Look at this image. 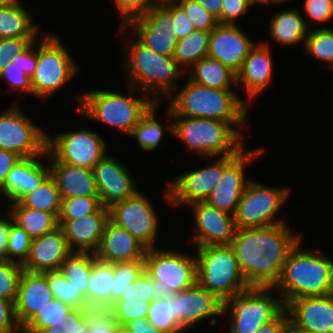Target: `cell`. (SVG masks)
<instances>
[{"label":"cell","mask_w":333,"mask_h":333,"mask_svg":"<svg viewBox=\"0 0 333 333\" xmlns=\"http://www.w3.org/2000/svg\"><path fill=\"white\" fill-rule=\"evenodd\" d=\"M273 287H250L224 302L223 316H230L229 333H257L262 325L277 318L286 305L273 297Z\"/></svg>","instance_id":"obj_7"},{"label":"cell","mask_w":333,"mask_h":333,"mask_svg":"<svg viewBox=\"0 0 333 333\" xmlns=\"http://www.w3.org/2000/svg\"><path fill=\"white\" fill-rule=\"evenodd\" d=\"M23 206L53 213L57 218L61 211L62 198L56 180L49 174L33 191L18 200Z\"/></svg>","instance_id":"obj_36"},{"label":"cell","mask_w":333,"mask_h":333,"mask_svg":"<svg viewBox=\"0 0 333 333\" xmlns=\"http://www.w3.org/2000/svg\"><path fill=\"white\" fill-rule=\"evenodd\" d=\"M300 241L285 223L259 228V247L265 251L268 266V287L277 283L286 259Z\"/></svg>","instance_id":"obj_24"},{"label":"cell","mask_w":333,"mask_h":333,"mask_svg":"<svg viewBox=\"0 0 333 333\" xmlns=\"http://www.w3.org/2000/svg\"><path fill=\"white\" fill-rule=\"evenodd\" d=\"M289 333H308V332H289ZM315 333V332H313Z\"/></svg>","instance_id":"obj_71"},{"label":"cell","mask_w":333,"mask_h":333,"mask_svg":"<svg viewBox=\"0 0 333 333\" xmlns=\"http://www.w3.org/2000/svg\"><path fill=\"white\" fill-rule=\"evenodd\" d=\"M168 117L177 119L166 125L168 132L178 137L196 154L215 159L217 156L235 155L242 148V134L228 122L215 119L172 115L168 107ZM215 157V158H214Z\"/></svg>","instance_id":"obj_4"},{"label":"cell","mask_w":333,"mask_h":333,"mask_svg":"<svg viewBox=\"0 0 333 333\" xmlns=\"http://www.w3.org/2000/svg\"><path fill=\"white\" fill-rule=\"evenodd\" d=\"M230 245L248 285L268 287V266L265 251L259 247V228H236Z\"/></svg>","instance_id":"obj_21"},{"label":"cell","mask_w":333,"mask_h":333,"mask_svg":"<svg viewBox=\"0 0 333 333\" xmlns=\"http://www.w3.org/2000/svg\"><path fill=\"white\" fill-rule=\"evenodd\" d=\"M102 206L99 196H78L62 199L58 219H78L95 213Z\"/></svg>","instance_id":"obj_46"},{"label":"cell","mask_w":333,"mask_h":333,"mask_svg":"<svg viewBox=\"0 0 333 333\" xmlns=\"http://www.w3.org/2000/svg\"><path fill=\"white\" fill-rule=\"evenodd\" d=\"M22 264L0 260V297L15 303Z\"/></svg>","instance_id":"obj_49"},{"label":"cell","mask_w":333,"mask_h":333,"mask_svg":"<svg viewBox=\"0 0 333 333\" xmlns=\"http://www.w3.org/2000/svg\"><path fill=\"white\" fill-rule=\"evenodd\" d=\"M36 40H34L24 51L20 53V66L23 72L30 78L35 72L37 64V50L35 51Z\"/></svg>","instance_id":"obj_62"},{"label":"cell","mask_w":333,"mask_h":333,"mask_svg":"<svg viewBox=\"0 0 333 333\" xmlns=\"http://www.w3.org/2000/svg\"><path fill=\"white\" fill-rule=\"evenodd\" d=\"M195 30L211 32L219 23L200 3L194 0H177Z\"/></svg>","instance_id":"obj_50"},{"label":"cell","mask_w":333,"mask_h":333,"mask_svg":"<svg viewBox=\"0 0 333 333\" xmlns=\"http://www.w3.org/2000/svg\"><path fill=\"white\" fill-rule=\"evenodd\" d=\"M197 249V282L226 302L250 288L243 277L230 244L207 245Z\"/></svg>","instance_id":"obj_6"},{"label":"cell","mask_w":333,"mask_h":333,"mask_svg":"<svg viewBox=\"0 0 333 333\" xmlns=\"http://www.w3.org/2000/svg\"><path fill=\"white\" fill-rule=\"evenodd\" d=\"M20 2L12 0L0 6V39L37 37L39 28L33 23L29 11Z\"/></svg>","instance_id":"obj_33"},{"label":"cell","mask_w":333,"mask_h":333,"mask_svg":"<svg viewBox=\"0 0 333 333\" xmlns=\"http://www.w3.org/2000/svg\"><path fill=\"white\" fill-rule=\"evenodd\" d=\"M210 32L194 30L189 36L177 40L173 58L186 71L207 57Z\"/></svg>","instance_id":"obj_37"},{"label":"cell","mask_w":333,"mask_h":333,"mask_svg":"<svg viewBox=\"0 0 333 333\" xmlns=\"http://www.w3.org/2000/svg\"><path fill=\"white\" fill-rule=\"evenodd\" d=\"M289 190L288 187L267 186L250 179L233 215L236 228H261L285 223L276 215L288 200Z\"/></svg>","instance_id":"obj_9"},{"label":"cell","mask_w":333,"mask_h":333,"mask_svg":"<svg viewBox=\"0 0 333 333\" xmlns=\"http://www.w3.org/2000/svg\"><path fill=\"white\" fill-rule=\"evenodd\" d=\"M206 167L187 171L167 181L165 198L174 206L187 205L205 201L216 187L223 175V156Z\"/></svg>","instance_id":"obj_16"},{"label":"cell","mask_w":333,"mask_h":333,"mask_svg":"<svg viewBox=\"0 0 333 333\" xmlns=\"http://www.w3.org/2000/svg\"><path fill=\"white\" fill-rule=\"evenodd\" d=\"M147 321L163 333H185L186 330L174 316L173 302L168 297L151 302Z\"/></svg>","instance_id":"obj_41"},{"label":"cell","mask_w":333,"mask_h":333,"mask_svg":"<svg viewBox=\"0 0 333 333\" xmlns=\"http://www.w3.org/2000/svg\"><path fill=\"white\" fill-rule=\"evenodd\" d=\"M88 308H73L62 319L52 323L42 333H88Z\"/></svg>","instance_id":"obj_48"},{"label":"cell","mask_w":333,"mask_h":333,"mask_svg":"<svg viewBox=\"0 0 333 333\" xmlns=\"http://www.w3.org/2000/svg\"><path fill=\"white\" fill-rule=\"evenodd\" d=\"M53 293L42 272L23 270L18 283L17 298L14 303L18 324L23 328L47 302Z\"/></svg>","instance_id":"obj_26"},{"label":"cell","mask_w":333,"mask_h":333,"mask_svg":"<svg viewBox=\"0 0 333 333\" xmlns=\"http://www.w3.org/2000/svg\"><path fill=\"white\" fill-rule=\"evenodd\" d=\"M306 52L333 67V28H316L308 31L304 42Z\"/></svg>","instance_id":"obj_44"},{"label":"cell","mask_w":333,"mask_h":333,"mask_svg":"<svg viewBox=\"0 0 333 333\" xmlns=\"http://www.w3.org/2000/svg\"><path fill=\"white\" fill-rule=\"evenodd\" d=\"M146 247L126 229L117 226L110 219L107 221L100 245L95 252L98 260L117 263L144 259Z\"/></svg>","instance_id":"obj_28"},{"label":"cell","mask_w":333,"mask_h":333,"mask_svg":"<svg viewBox=\"0 0 333 333\" xmlns=\"http://www.w3.org/2000/svg\"><path fill=\"white\" fill-rule=\"evenodd\" d=\"M4 79L11 88L18 91L27 92L33 96L31 88L30 77L23 72L20 66V54L14 56L11 62L7 63L0 71V80Z\"/></svg>","instance_id":"obj_52"},{"label":"cell","mask_w":333,"mask_h":333,"mask_svg":"<svg viewBox=\"0 0 333 333\" xmlns=\"http://www.w3.org/2000/svg\"><path fill=\"white\" fill-rule=\"evenodd\" d=\"M15 103L0 113V149L18 154L21 158L46 156L47 135L23 114Z\"/></svg>","instance_id":"obj_11"},{"label":"cell","mask_w":333,"mask_h":333,"mask_svg":"<svg viewBox=\"0 0 333 333\" xmlns=\"http://www.w3.org/2000/svg\"><path fill=\"white\" fill-rule=\"evenodd\" d=\"M151 302L146 301H125L118 300L110 308L114 314V320L119 325L135 320L137 318H147Z\"/></svg>","instance_id":"obj_51"},{"label":"cell","mask_w":333,"mask_h":333,"mask_svg":"<svg viewBox=\"0 0 333 333\" xmlns=\"http://www.w3.org/2000/svg\"><path fill=\"white\" fill-rule=\"evenodd\" d=\"M95 258V253L72 252L60 266L65 278L82 293L85 299L91 266Z\"/></svg>","instance_id":"obj_38"},{"label":"cell","mask_w":333,"mask_h":333,"mask_svg":"<svg viewBox=\"0 0 333 333\" xmlns=\"http://www.w3.org/2000/svg\"><path fill=\"white\" fill-rule=\"evenodd\" d=\"M107 154L104 138L80 128L75 131L47 135L46 156L50 162H62L92 169Z\"/></svg>","instance_id":"obj_10"},{"label":"cell","mask_w":333,"mask_h":333,"mask_svg":"<svg viewBox=\"0 0 333 333\" xmlns=\"http://www.w3.org/2000/svg\"><path fill=\"white\" fill-rule=\"evenodd\" d=\"M275 290L285 305L294 298L333 293V260L321 250H303L300 241L286 259Z\"/></svg>","instance_id":"obj_1"},{"label":"cell","mask_w":333,"mask_h":333,"mask_svg":"<svg viewBox=\"0 0 333 333\" xmlns=\"http://www.w3.org/2000/svg\"><path fill=\"white\" fill-rule=\"evenodd\" d=\"M117 333H132L128 328L124 325H118V332Z\"/></svg>","instance_id":"obj_68"},{"label":"cell","mask_w":333,"mask_h":333,"mask_svg":"<svg viewBox=\"0 0 333 333\" xmlns=\"http://www.w3.org/2000/svg\"><path fill=\"white\" fill-rule=\"evenodd\" d=\"M128 87L129 95L109 90L82 92L77 96V111L87 118L112 126L129 136L154 100L146 93L141 97L133 96L137 89L130 85Z\"/></svg>","instance_id":"obj_5"},{"label":"cell","mask_w":333,"mask_h":333,"mask_svg":"<svg viewBox=\"0 0 333 333\" xmlns=\"http://www.w3.org/2000/svg\"><path fill=\"white\" fill-rule=\"evenodd\" d=\"M304 10L311 20L318 23L333 19L332 0H305Z\"/></svg>","instance_id":"obj_57"},{"label":"cell","mask_w":333,"mask_h":333,"mask_svg":"<svg viewBox=\"0 0 333 333\" xmlns=\"http://www.w3.org/2000/svg\"><path fill=\"white\" fill-rule=\"evenodd\" d=\"M237 25L218 24L209 37L207 57L218 60L237 74L255 42Z\"/></svg>","instance_id":"obj_22"},{"label":"cell","mask_w":333,"mask_h":333,"mask_svg":"<svg viewBox=\"0 0 333 333\" xmlns=\"http://www.w3.org/2000/svg\"><path fill=\"white\" fill-rule=\"evenodd\" d=\"M125 44L126 51L123 53L127 84L151 96L154 102L160 96L169 99L178 88L179 77L186 71L173 57L159 55L136 38L134 41L128 39Z\"/></svg>","instance_id":"obj_3"},{"label":"cell","mask_w":333,"mask_h":333,"mask_svg":"<svg viewBox=\"0 0 333 333\" xmlns=\"http://www.w3.org/2000/svg\"><path fill=\"white\" fill-rule=\"evenodd\" d=\"M190 69L188 78L199 85L215 89H231L237 85L236 74L218 60L205 57Z\"/></svg>","instance_id":"obj_35"},{"label":"cell","mask_w":333,"mask_h":333,"mask_svg":"<svg viewBox=\"0 0 333 333\" xmlns=\"http://www.w3.org/2000/svg\"><path fill=\"white\" fill-rule=\"evenodd\" d=\"M12 0H0V6H4L8 3H10Z\"/></svg>","instance_id":"obj_70"},{"label":"cell","mask_w":333,"mask_h":333,"mask_svg":"<svg viewBox=\"0 0 333 333\" xmlns=\"http://www.w3.org/2000/svg\"><path fill=\"white\" fill-rule=\"evenodd\" d=\"M189 206L193 210L196 226V233L192 237L195 247L231 243L236 231L232 214L219 210L206 201H198Z\"/></svg>","instance_id":"obj_20"},{"label":"cell","mask_w":333,"mask_h":333,"mask_svg":"<svg viewBox=\"0 0 333 333\" xmlns=\"http://www.w3.org/2000/svg\"><path fill=\"white\" fill-rule=\"evenodd\" d=\"M31 240L27 232L13 222L8 233L6 261L23 264L29 255Z\"/></svg>","instance_id":"obj_47"},{"label":"cell","mask_w":333,"mask_h":333,"mask_svg":"<svg viewBox=\"0 0 333 333\" xmlns=\"http://www.w3.org/2000/svg\"><path fill=\"white\" fill-rule=\"evenodd\" d=\"M132 333H163L160 330L156 329L150 322L147 321V318H137L132 320L124 325Z\"/></svg>","instance_id":"obj_64"},{"label":"cell","mask_w":333,"mask_h":333,"mask_svg":"<svg viewBox=\"0 0 333 333\" xmlns=\"http://www.w3.org/2000/svg\"><path fill=\"white\" fill-rule=\"evenodd\" d=\"M88 333H117L118 323L111 308H88Z\"/></svg>","instance_id":"obj_53"},{"label":"cell","mask_w":333,"mask_h":333,"mask_svg":"<svg viewBox=\"0 0 333 333\" xmlns=\"http://www.w3.org/2000/svg\"><path fill=\"white\" fill-rule=\"evenodd\" d=\"M40 157L21 158L8 173L0 191L8 202L18 201L33 191L50 174V166L41 163Z\"/></svg>","instance_id":"obj_29"},{"label":"cell","mask_w":333,"mask_h":333,"mask_svg":"<svg viewBox=\"0 0 333 333\" xmlns=\"http://www.w3.org/2000/svg\"><path fill=\"white\" fill-rule=\"evenodd\" d=\"M264 152L262 148L245 151L242 148L235 155L223 156V175L211 194L205 200L219 210L235 214L237 205L250 179L246 180L245 167Z\"/></svg>","instance_id":"obj_15"},{"label":"cell","mask_w":333,"mask_h":333,"mask_svg":"<svg viewBox=\"0 0 333 333\" xmlns=\"http://www.w3.org/2000/svg\"><path fill=\"white\" fill-rule=\"evenodd\" d=\"M108 220L109 209L101 206L95 213L78 219H58V223L72 252L95 253Z\"/></svg>","instance_id":"obj_23"},{"label":"cell","mask_w":333,"mask_h":333,"mask_svg":"<svg viewBox=\"0 0 333 333\" xmlns=\"http://www.w3.org/2000/svg\"><path fill=\"white\" fill-rule=\"evenodd\" d=\"M114 290L111 292V306L117 302L128 286L144 272V259L113 263Z\"/></svg>","instance_id":"obj_45"},{"label":"cell","mask_w":333,"mask_h":333,"mask_svg":"<svg viewBox=\"0 0 333 333\" xmlns=\"http://www.w3.org/2000/svg\"><path fill=\"white\" fill-rule=\"evenodd\" d=\"M251 7L247 0H222L221 15L217 21L219 24L238 25L237 20L247 14Z\"/></svg>","instance_id":"obj_56"},{"label":"cell","mask_w":333,"mask_h":333,"mask_svg":"<svg viewBox=\"0 0 333 333\" xmlns=\"http://www.w3.org/2000/svg\"><path fill=\"white\" fill-rule=\"evenodd\" d=\"M119 33L129 30L133 37L148 49L159 55L173 57L177 35L172 23V4L152 6L145 14L130 20L125 26H118ZM127 30V31H126ZM137 35V36H136Z\"/></svg>","instance_id":"obj_13"},{"label":"cell","mask_w":333,"mask_h":333,"mask_svg":"<svg viewBox=\"0 0 333 333\" xmlns=\"http://www.w3.org/2000/svg\"><path fill=\"white\" fill-rule=\"evenodd\" d=\"M20 159L21 157L18 154L0 149V191L8 173Z\"/></svg>","instance_id":"obj_60"},{"label":"cell","mask_w":333,"mask_h":333,"mask_svg":"<svg viewBox=\"0 0 333 333\" xmlns=\"http://www.w3.org/2000/svg\"><path fill=\"white\" fill-rule=\"evenodd\" d=\"M37 37L0 39V71L11 59L24 51Z\"/></svg>","instance_id":"obj_55"},{"label":"cell","mask_w":333,"mask_h":333,"mask_svg":"<svg viewBox=\"0 0 333 333\" xmlns=\"http://www.w3.org/2000/svg\"><path fill=\"white\" fill-rule=\"evenodd\" d=\"M168 298L173 302L174 316L186 330L207 318L214 327L218 322L216 316H223L224 301L198 282Z\"/></svg>","instance_id":"obj_17"},{"label":"cell","mask_w":333,"mask_h":333,"mask_svg":"<svg viewBox=\"0 0 333 333\" xmlns=\"http://www.w3.org/2000/svg\"><path fill=\"white\" fill-rule=\"evenodd\" d=\"M166 284L158 282L144 271L128 288L122 293L119 300L152 302L156 298L168 297Z\"/></svg>","instance_id":"obj_40"},{"label":"cell","mask_w":333,"mask_h":333,"mask_svg":"<svg viewBox=\"0 0 333 333\" xmlns=\"http://www.w3.org/2000/svg\"><path fill=\"white\" fill-rule=\"evenodd\" d=\"M200 3L217 20L221 15L222 0H194Z\"/></svg>","instance_id":"obj_65"},{"label":"cell","mask_w":333,"mask_h":333,"mask_svg":"<svg viewBox=\"0 0 333 333\" xmlns=\"http://www.w3.org/2000/svg\"><path fill=\"white\" fill-rule=\"evenodd\" d=\"M73 307L53 298L22 328V333H42L52 323L62 319Z\"/></svg>","instance_id":"obj_43"},{"label":"cell","mask_w":333,"mask_h":333,"mask_svg":"<svg viewBox=\"0 0 333 333\" xmlns=\"http://www.w3.org/2000/svg\"><path fill=\"white\" fill-rule=\"evenodd\" d=\"M172 23L177 40L189 36L195 29L182 7L172 3Z\"/></svg>","instance_id":"obj_59"},{"label":"cell","mask_w":333,"mask_h":333,"mask_svg":"<svg viewBox=\"0 0 333 333\" xmlns=\"http://www.w3.org/2000/svg\"><path fill=\"white\" fill-rule=\"evenodd\" d=\"M154 102L148 110L140 117L138 124L133 128L129 137L134 136L141 149L145 151H154L164 137V128L156 120V106Z\"/></svg>","instance_id":"obj_39"},{"label":"cell","mask_w":333,"mask_h":333,"mask_svg":"<svg viewBox=\"0 0 333 333\" xmlns=\"http://www.w3.org/2000/svg\"><path fill=\"white\" fill-rule=\"evenodd\" d=\"M286 310L289 332L333 333V293L294 298Z\"/></svg>","instance_id":"obj_18"},{"label":"cell","mask_w":333,"mask_h":333,"mask_svg":"<svg viewBox=\"0 0 333 333\" xmlns=\"http://www.w3.org/2000/svg\"><path fill=\"white\" fill-rule=\"evenodd\" d=\"M9 217L0 216V260H6L8 233L10 225L14 222L12 216L7 212Z\"/></svg>","instance_id":"obj_63"},{"label":"cell","mask_w":333,"mask_h":333,"mask_svg":"<svg viewBox=\"0 0 333 333\" xmlns=\"http://www.w3.org/2000/svg\"><path fill=\"white\" fill-rule=\"evenodd\" d=\"M251 5L252 7L255 5V4H260V7L261 5L263 4H268V0H247Z\"/></svg>","instance_id":"obj_67"},{"label":"cell","mask_w":333,"mask_h":333,"mask_svg":"<svg viewBox=\"0 0 333 333\" xmlns=\"http://www.w3.org/2000/svg\"><path fill=\"white\" fill-rule=\"evenodd\" d=\"M126 164H121L107 154L92 168L101 204L110 208L133 197L139 189Z\"/></svg>","instance_id":"obj_19"},{"label":"cell","mask_w":333,"mask_h":333,"mask_svg":"<svg viewBox=\"0 0 333 333\" xmlns=\"http://www.w3.org/2000/svg\"><path fill=\"white\" fill-rule=\"evenodd\" d=\"M171 95L172 115L215 119L241 127L247 122L248 101L241 100L232 89H215L199 85L187 78L184 87ZM174 97V98H173Z\"/></svg>","instance_id":"obj_2"},{"label":"cell","mask_w":333,"mask_h":333,"mask_svg":"<svg viewBox=\"0 0 333 333\" xmlns=\"http://www.w3.org/2000/svg\"><path fill=\"white\" fill-rule=\"evenodd\" d=\"M119 12V26L145 14L153 5L149 0H112Z\"/></svg>","instance_id":"obj_54"},{"label":"cell","mask_w":333,"mask_h":333,"mask_svg":"<svg viewBox=\"0 0 333 333\" xmlns=\"http://www.w3.org/2000/svg\"><path fill=\"white\" fill-rule=\"evenodd\" d=\"M285 1H288V0H268V4H278V3H283V2H285Z\"/></svg>","instance_id":"obj_69"},{"label":"cell","mask_w":333,"mask_h":333,"mask_svg":"<svg viewBox=\"0 0 333 333\" xmlns=\"http://www.w3.org/2000/svg\"><path fill=\"white\" fill-rule=\"evenodd\" d=\"M257 333H289V316L285 309L277 318L261 326Z\"/></svg>","instance_id":"obj_61"},{"label":"cell","mask_w":333,"mask_h":333,"mask_svg":"<svg viewBox=\"0 0 333 333\" xmlns=\"http://www.w3.org/2000/svg\"><path fill=\"white\" fill-rule=\"evenodd\" d=\"M300 14L297 9L275 12L268 26L271 40L282 46L304 45L310 25Z\"/></svg>","instance_id":"obj_31"},{"label":"cell","mask_w":333,"mask_h":333,"mask_svg":"<svg viewBox=\"0 0 333 333\" xmlns=\"http://www.w3.org/2000/svg\"><path fill=\"white\" fill-rule=\"evenodd\" d=\"M42 273L46 277L54 298L73 308H89L85 297L65 278L60 269Z\"/></svg>","instance_id":"obj_42"},{"label":"cell","mask_w":333,"mask_h":333,"mask_svg":"<svg viewBox=\"0 0 333 333\" xmlns=\"http://www.w3.org/2000/svg\"><path fill=\"white\" fill-rule=\"evenodd\" d=\"M0 333H22L12 301L0 297Z\"/></svg>","instance_id":"obj_58"},{"label":"cell","mask_w":333,"mask_h":333,"mask_svg":"<svg viewBox=\"0 0 333 333\" xmlns=\"http://www.w3.org/2000/svg\"><path fill=\"white\" fill-rule=\"evenodd\" d=\"M149 1L153 6H164L177 2V0H149Z\"/></svg>","instance_id":"obj_66"},{"label":"cell","mask_w":333,"mask_h":333,"mask_svg":"<svg viewBox=\"0 0 333 333\" xmlns=\"http://www.w3.org/2000/svg\"><path fill=\"white\" fill-rule=\"evenodd\" d=\"M50 175L56 180L61 198L99 196L92 169L62 162H49Z\"/></svg>","instance_id":"obj_30"},{"label":"cell","mask_w":333,"mask_h":333,"mask_svg":"<svg viewBox=\"0 0 333 333\" xmlns=\"http://www.w3.org/2000/svg\"><path fill=\"white\" fill-rule=\"evenodd\" d=\"M71 253L63 231L58 227L31 240L29 255L22 267L31 272L58 270Z\"/></svg>","instance_id":"obj_25"},{"label":"cell","mask_w":333,"mask_h":333,"mask_svg":"<svg viewBox=\"0 0 333 333\" xmlns=\"http://www.w3.org/2000/svg\"><path fill=\"white\" fill-rule=\"evenodd\" d=\"M40 41L37 64L30 83L33 96L42 100L71 82L80 69L57 35L47 34Z\"/></svg>","instance_id":"obj_8"},{"label":"cell","mask_w":333,"mask_h":333,"mask_svg":"<svg viewBox=\"0 0 333 333\" xmlns=\"http://www.w3.org/2000/svg\"><path fill=\"white\" fill-rule=\"evenodd\" d=\"M273 60L269 44H255L236 74V87L242 83L248 100L258 97L269 86L273 77ZM259 94V95H258Z\"/></svg>","instance_id":"obj_27"},{"label":"cell","mask_w":333,"mask_h":333,"mask_svg":"<svg viewBox=\"0 0 333 333\" xmlns=\"http://www.w3.org/2000/svg\"><path fill=\"white\" fill-rule=\"evenodd\" d=\"M112 290H114V265L95 258L86 290L88 307L110 308Z\"/></svg>","instance_id":"obj_32"},{"label":"cell","mask_w":333,"mask_h":333,"mask_svg":"<svg viewBox=\"0 0 333 333\" xmlns=\"http://www.w3.org/2000/svg\"><path fill=\"white\" fill-rule=\"evenodd\" d=\"M8 207L14 223L24 229L32 239L59 227L58 218L53 213L23 206L19 201H13Z\"/></svg>","instance_id":"obj_34"},{"label":"cell","mask_w":333,"mask_h":333,"mask_svg":"<svg viewBox=\"0 0 333 333\" xmlns=\"http://www.w3.org/2000/svg\"><path fill=\"white\" fill-rule=\"evenodd\" d=\"M147 197L139 190L133 197L114 204L109 208V219L148 249L156 246L160 224L159 216Z\"/></svg>","instance_id":"obj_14"},{"label":"cell","mask_w":333,"mask_h":333,"mask_svg":"<svg viewBox=\"0 0 333 333\" xmlns=\"http://www.w3.org/2000/svg\"><path fill=\"white\" fill-rule=\"evenodd\" d=\"M144 271L150 278L166 284L169 294L184 291L197 282L196 256L176 250L146 249Z\"/></svg>","instance_id":"obj_12"}]
</instances>
